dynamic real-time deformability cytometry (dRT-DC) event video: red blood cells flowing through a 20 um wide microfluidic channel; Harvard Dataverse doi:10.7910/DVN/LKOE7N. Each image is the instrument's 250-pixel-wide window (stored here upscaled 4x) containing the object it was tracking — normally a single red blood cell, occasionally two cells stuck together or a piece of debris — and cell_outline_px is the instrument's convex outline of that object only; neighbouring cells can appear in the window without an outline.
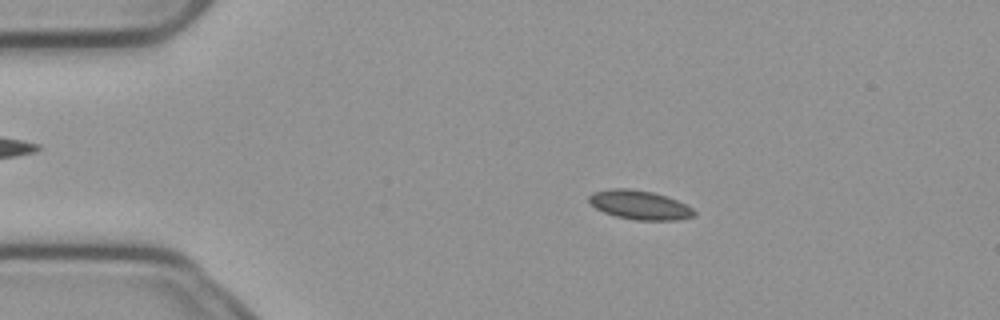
{"species": "common noctule bat (a hibernating species)", "species_latin": "Nyctalus noctula", "temperature_condition": "cold", "stored_images_in_passage": 21, "camera_frame_rate_fps": 3000, "um_per_image_px": 0.085, "animal": {"sex": "male", "body_mass_g": 23.1, "forearm_length_mm": 52.7}, "frame": {"image": 1, "passage_image": 1, "time_ms": 0.0, "image_size_px": [1000, 320], "cell_outline_px": [[696, 212], [692, 216], [676, 220], [636, 220], [616, 216], [604, 212], [596, 208], [588, 200], [588, 196], [592, 192], [608, 188], [628, 188], [652, 192], [668, 196], [692, 208]], "centroid_in_image_um": [54.33, 17.4], "position_along_channel_um": 30.7, "area_um2": 17.74}}
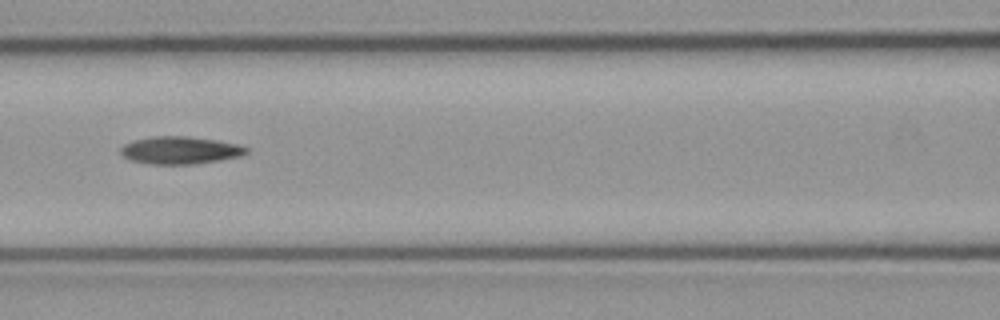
{"frame": {"image": 2, "passage_image": 6, "time_ms": 1.667, "image_size_px": [1000, 320], "cell_outline_px": [[248, 152], [240, 156], [192, 164], [152, 164], [132, 160], [124, 156], [120, 152], [120, 148], [124, 144], [136, 140], [152, 136], [188, 136], [216, 140], [236, 144], [248, 148]], "centroid_in_image_um": [15.29, 12.76], "position_along_channel_um": 151.3, "area_um2": 19.83}}
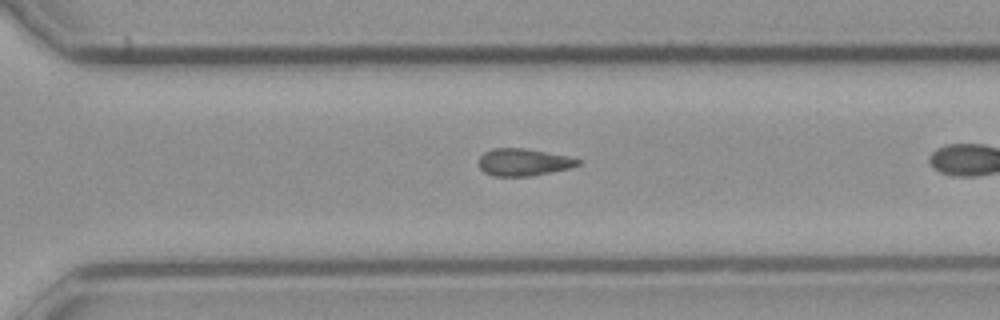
{"frame": {"image": 3, "passage_image": 17, "time_ms": 5.333, "image_size_px": [1000, 320], "cell_outline_px": [[580, 164], [572, 168], [528, 176], [492, 176], [484, 172], [480, 168], [480, 156], [484, 152], [492, 148], [528, 148], [568, 156], [580, 160]], "centroid_in_image_um": [44.5, 13.78], "position_along_channel_um": 326.1, "area_um2": 15.78}}